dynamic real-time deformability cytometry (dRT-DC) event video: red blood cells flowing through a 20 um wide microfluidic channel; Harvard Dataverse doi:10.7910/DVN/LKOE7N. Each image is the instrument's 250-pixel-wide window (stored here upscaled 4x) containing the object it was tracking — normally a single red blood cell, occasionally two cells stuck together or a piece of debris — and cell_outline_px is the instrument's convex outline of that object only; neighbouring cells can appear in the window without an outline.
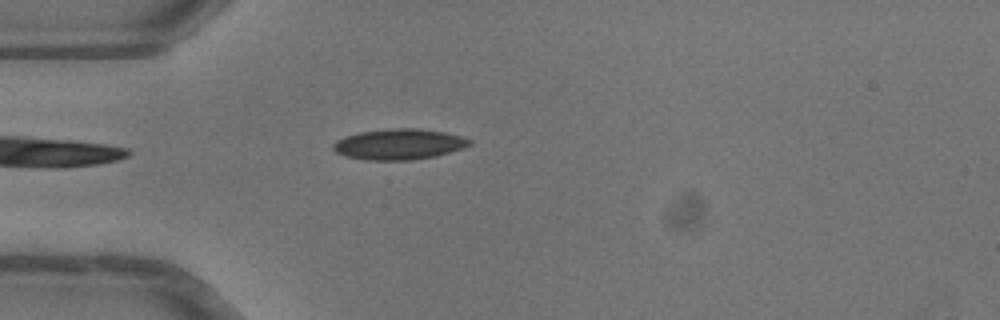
{"species": "common noctule bat (a hibernating species)", "species_latin": "Nyctalus noctula", "temperature_condition": "warm", "stored_images_in_passage": 30, "camera_frame_rate_fps": 3000, "um_per_image_px": 0.085, "animal": {"sex": "female"}, "frame": {"image": 1, "passage_image": 1, "time_ms": 0.0, "image_size_px": [1000, 320], "cell_outline_px": [[472, 144], [464, 148], [436, 156], [412, 160], [364, 160], [344, 156], [336, 152], [332, 148], [332, 144], [336, 140], [344, 136], [360, 132], [388, 128], [416, 128], [444, 132], [460, 136], [472, 140]], "centroid_in_image_um": [33.89, 12.26], "position_along_channel_um": 51.1, "area_um2": 24.62}}
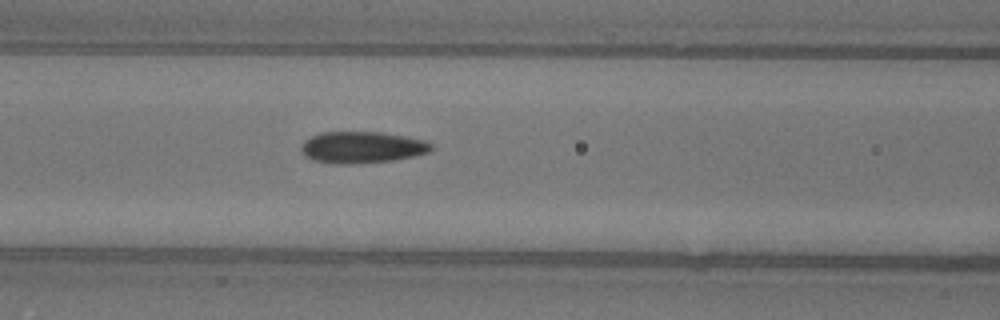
{"frame": {"image": 2, "passage_image": 8, "time_ms": 2.333, "image_size_px": [1000, 320], "cell_outline_px": [[432, 148], [428, 152], [412, 156], [392, 160], [352, 164], [336, 164], [312, 160], [304, 156], [300, 148], [304, 140], [320, 132], [380, 132], [404, 136], [424, 140], [432, 144]], "centroid_in_image_um": [30.72, 12.52], "position_along_channel_um": 135.9, "area_um2": 23.87}}
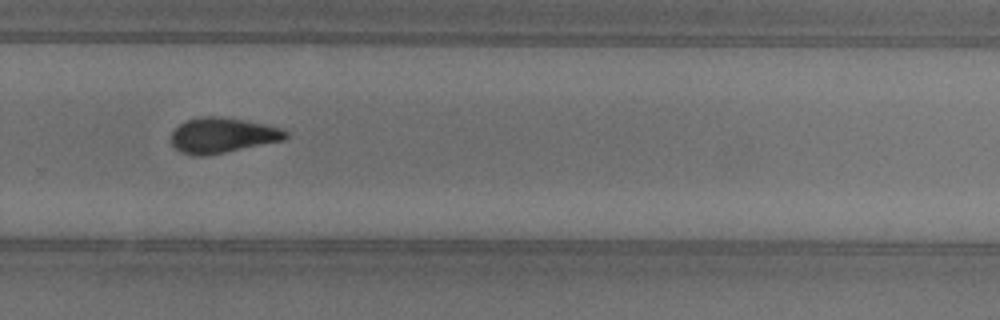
{"frame": {"image": 3, "passage_image": 21, "time_ms": 6.667, "image_size_px": [1000, 320], "cell_outline_px": [[288, 136], [284, 140], [204, 156], [192, 156], [180, 152], [172, 144], [172, 132], [184, 120], [200, 116], [220, 116], [244, 120], [284, 128], [288, 132]], "centroid_in_image_um": [18.91, 11.49], "position_along_channel_um": 310.9, "area_um2": 23.58}, "authors_computed_cell_mechanics": {"area_um2": 23.7558, "velocity_mm_per_s": 4.0464, "shape_relaxation_time_tau1_ms": 6.0109, "shape_relaxation_time_tau2_ms": 2.876, "deformation_change_tau1": 0.1446, "deformation_change_tau2": 0.0908}}